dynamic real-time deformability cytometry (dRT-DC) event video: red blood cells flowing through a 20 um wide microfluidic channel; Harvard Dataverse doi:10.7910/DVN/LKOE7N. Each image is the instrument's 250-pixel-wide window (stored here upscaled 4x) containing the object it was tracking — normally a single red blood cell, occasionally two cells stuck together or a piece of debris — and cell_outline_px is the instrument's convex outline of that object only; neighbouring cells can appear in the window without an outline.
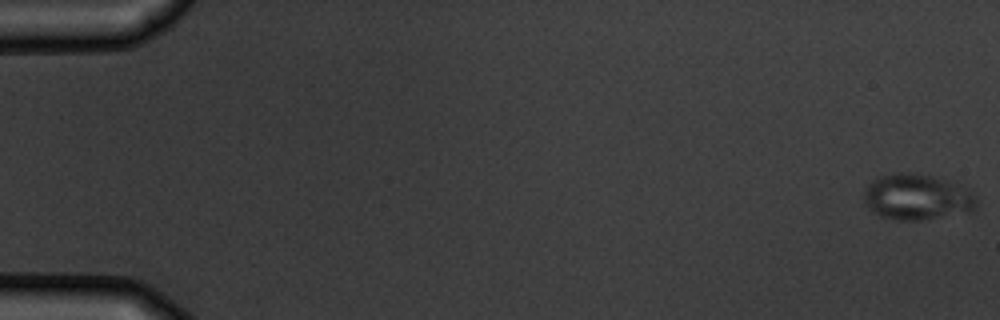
{"species": "common noctule bat (a hibernating species)", "species_latin": "Nyctalus noctula", "temperature_condition": "warm", "stored_images_in_passage": 3, "camera_frame_rate_fps": 3000, "um_per_image_px": 0.085, "animal": {"sex": "male", "body_mass_g": 19.5, "forearm_length_mm": 54.6}, "frame": {"image": 1, "passage_image": 1, "time_ms": 0.0, "image_size_px": [1000, 320], "cell_outline_px": [[976, 208], [972, 212], [920, 220], [900, 220], [880, 216], [864, 200], [864, 192], [868, 184], [872, 180], [880, 176], [896, 172], [908, 172], [932, 176], [948, 180], [972, 188], [976, 192]], "centroid_in_image_um": [78.04, 16.73], "position_along_channel_um": 7.0, "area_um2": 30.4}}